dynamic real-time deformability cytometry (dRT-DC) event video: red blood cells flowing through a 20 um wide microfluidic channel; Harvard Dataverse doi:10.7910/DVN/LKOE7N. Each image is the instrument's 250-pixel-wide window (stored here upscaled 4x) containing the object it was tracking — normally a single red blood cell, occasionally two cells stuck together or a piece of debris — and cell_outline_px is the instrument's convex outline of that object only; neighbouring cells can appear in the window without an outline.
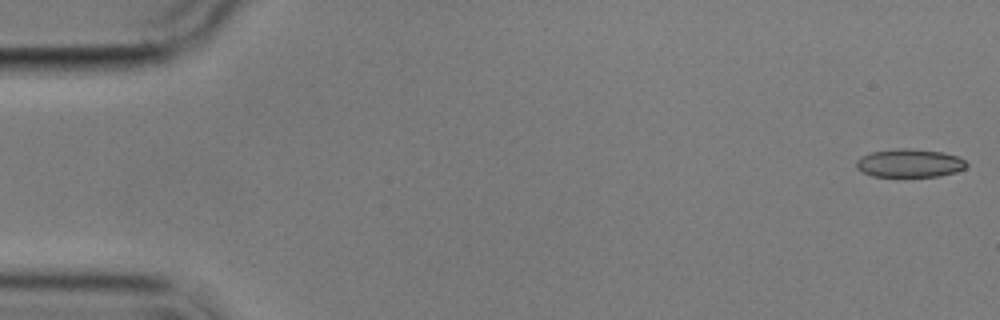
{"species": "common noctule bat (a hibernating species)", "species_latin": "Nyctalus noctula", "temperature_condition": "cold", "stored_images_in_passage": 6, "camera_frame_rate_fps": 3000, "um_per_image_px": 0.085, "animal": {"sex": "male", "body_mass_g": 17.9}, "frame": {"image": 1, "passage_image": 1, "time_ms": 0.0, "image_size_px": [1000, 320], "cell_outline_px": [[968, 164], [964, 168], [956, 172], [940, 176], [872, 176], [860, 172], [856, 168], [856, 160], [860, 156], [872, 152], [900, 148], [908, 148], [944, 152], [956, 156], [964, 160]], "centroid_in_image_um": [77.28, 13.86], "position_along_channel_um": 7.7, "area_um2": 18.21}}
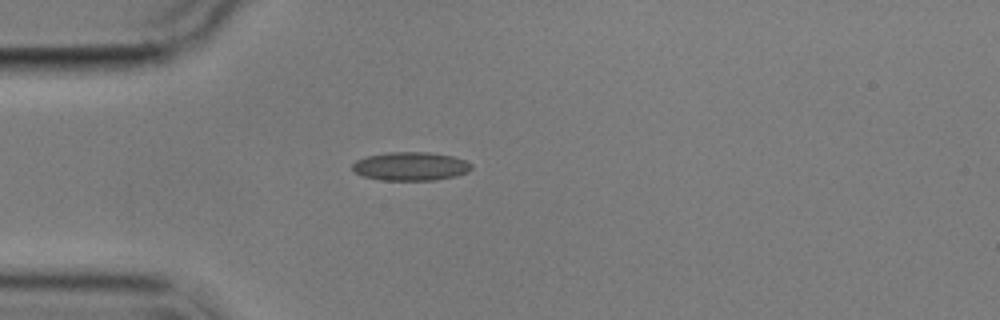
{"frame": {"image": 2, "passage_image": 5, "time_ms": 4.667, "image_size_px": [1000, 320], "cell_outline_px": [[472, 168], [468, 172], [456, 176], [436, 180], [380, 180], [364, 176], [356, 172], [352, 168], [352, 164], [356, 160], [368, 156], [388, 152], [428, 152], [452, 156], [464, 160], [472, 164]], "centroid_in_image_um": [34.92, 14.14], "position_along_channel_um": 50.1, "area_um2": 19.77}}